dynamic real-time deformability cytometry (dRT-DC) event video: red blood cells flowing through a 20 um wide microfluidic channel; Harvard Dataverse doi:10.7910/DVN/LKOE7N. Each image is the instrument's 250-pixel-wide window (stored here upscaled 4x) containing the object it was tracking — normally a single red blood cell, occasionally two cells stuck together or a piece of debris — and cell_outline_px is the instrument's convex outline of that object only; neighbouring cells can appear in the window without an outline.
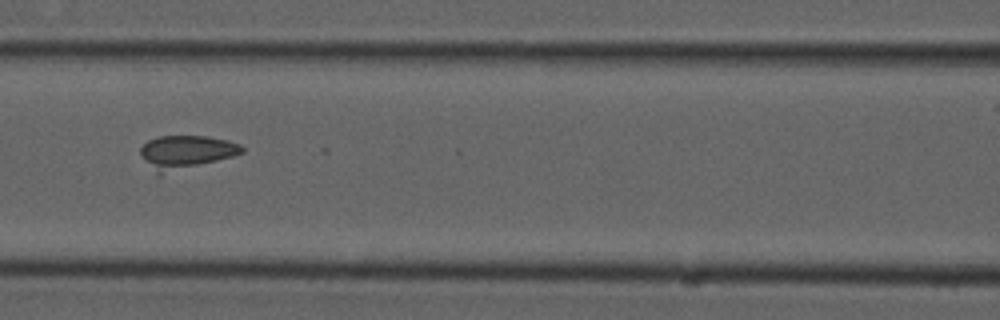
{"species": "common noctule bat (a hibernating species)", "species_latin": "Nyctalus noctula", "temperature_condition": "cold", "stored_images_in_passage": 13, "camera_frame_rate_fps": 3000, "um_per_image_px": 0.085, "animal": {"sex": "male", "forearm_length_mm": 52.5}, "frame": {"image": 1, "passage_image": 10, "time_ms": 3.0, "image_size_px": [1000, 320], "cell_outline_px": [[244, 152], [232, 156], [160, 176], [140, 156], [140, 148], [148, 140], [160, 136], [208, 136], [228, 140], [240, 144], [244, 148]], "centroid_in_image_um": [15.8, 12.93], "position_along_channel_um": 150.8, "area_um2": 19.77}}